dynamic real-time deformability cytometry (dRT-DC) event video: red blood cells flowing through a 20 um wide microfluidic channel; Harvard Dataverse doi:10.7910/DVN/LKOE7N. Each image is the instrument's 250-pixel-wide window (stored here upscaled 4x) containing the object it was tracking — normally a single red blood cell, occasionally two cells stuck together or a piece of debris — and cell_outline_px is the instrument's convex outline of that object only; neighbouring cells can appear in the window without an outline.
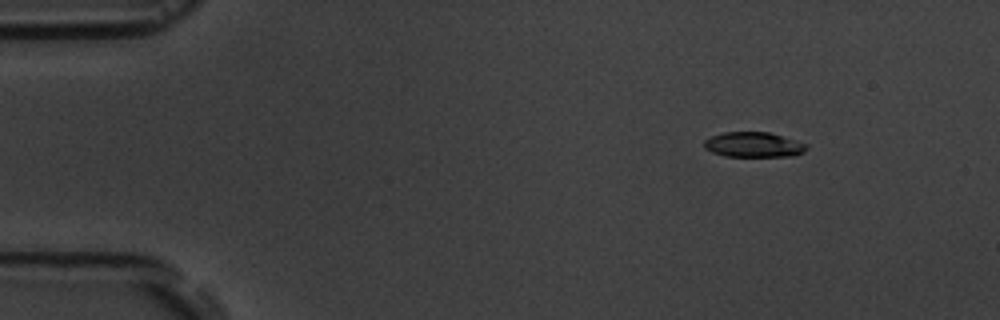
{"species": "common noctule bat (a hibernating species)", "species_latin": "Nyctalus noctula", "temperature_condition": "room temperature", "stored_images_in_passage": 5, "camera_frame_rate_fps": 3000, "um_per_image_px": 0.085, "animal": {"sex": "male", "body_mass_g": 19.5, "forearm_length_mm": 54.6}, "frame": {"image": 1, "passage_image": 2, "time_ms": 1.0, "image_size_px": [1000, 320], "cell_outline_px": [[808, 148], [804, 152], [796, 156], [724, 156], [712, 152], [704, 148], [704, 140], [712, 136], [724, 132], [768, 132], [808, 144]], "centroid_in_image_um": [64.07, 12.3], "position_along_channel_um": 20.9, "area_um2": 14.97}}